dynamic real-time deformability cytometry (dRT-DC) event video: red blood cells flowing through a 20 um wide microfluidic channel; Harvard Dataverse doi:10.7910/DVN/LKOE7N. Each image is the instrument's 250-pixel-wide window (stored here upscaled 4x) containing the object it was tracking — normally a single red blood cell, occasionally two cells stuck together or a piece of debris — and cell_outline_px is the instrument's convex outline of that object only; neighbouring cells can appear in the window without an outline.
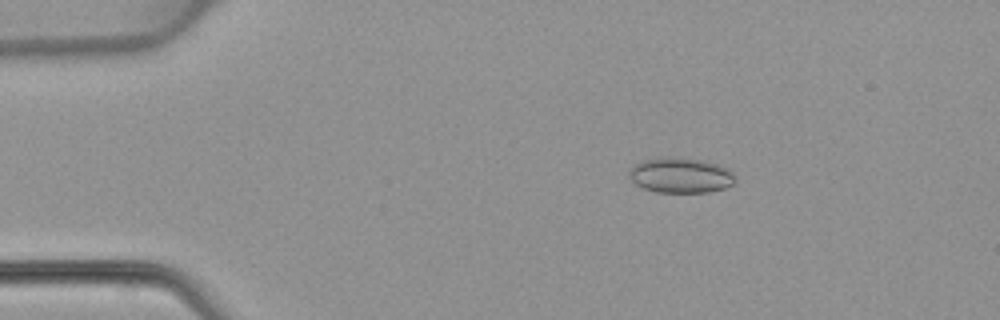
{"species": "common noctule bat (a hibernating species)", "species_latin": "Nyctalus noctula", "temperature_condition": "warm", "stored_images_in_passage": 49, "camera_frame_rate_fps": 3000, "um_per_image_px": 0.085, "animal": {"sex": "female", "body_mass_g": 22.7, "forearm_length_mm": 54.2}, "frame": {"image": 1, "passage_image": 9, "time_ms": 2.667, "image_size_px": [1000, 320], "cell_outline_px": [[736, 180], [732, 184], [724, 188], [708, 192], [656, 192], [644, 188], [636, 184], [628, 176], [628, 168], [644, 160], [660, 156], [680, 156], [708, 160], [728, 168], [736, 176]], "centroid_in_image_um": [57.86, 14.86], "position_along_channel_um": 27.1, "area_um2": 22.37}}
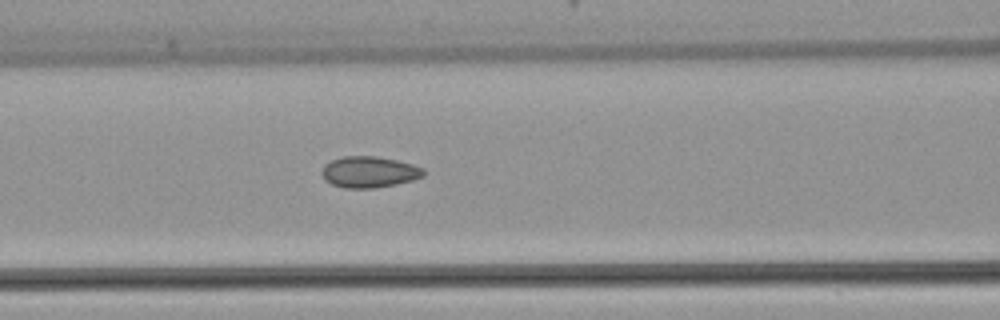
{"frame": {"image": 2, "passage_image": 21, "time_ms": 6.667, "image_size_px": [1000, 320], "cell_outline_px": [[424, 176], [412, 180], [396, 184], [372, 188], [344, 188], [332, 184], [324, 180], [320, 172], [324, 164], [332, 160], [344, 156], [376, 156], [396, 160], [412, 164], [424, 168]], "centroid_in_image_um": [31.35, 14.62], "position_along_channel_um": 135.2, "area_um2": 18.55}}
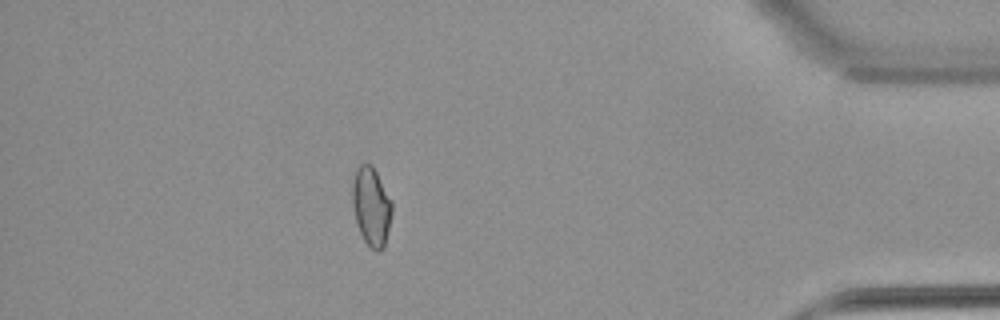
{"frame": {"image": 3, "passage_image": 43, "time_ms": 14.0, "image_size_px": [1000, 320], "cell_outline_px": [[392, 212], [384, 248], [380, 252], [376, 252], [364, 240], [360, 232], [356, 220], [352, 200], [352, 184], [356, 168], [360, 164], [368, 164], [376, 172], [392, 200]], "centroid_in_image_um": [31.57, 17.57], "position_along_channel_um": 403.6, "area_um2": 17.98}}